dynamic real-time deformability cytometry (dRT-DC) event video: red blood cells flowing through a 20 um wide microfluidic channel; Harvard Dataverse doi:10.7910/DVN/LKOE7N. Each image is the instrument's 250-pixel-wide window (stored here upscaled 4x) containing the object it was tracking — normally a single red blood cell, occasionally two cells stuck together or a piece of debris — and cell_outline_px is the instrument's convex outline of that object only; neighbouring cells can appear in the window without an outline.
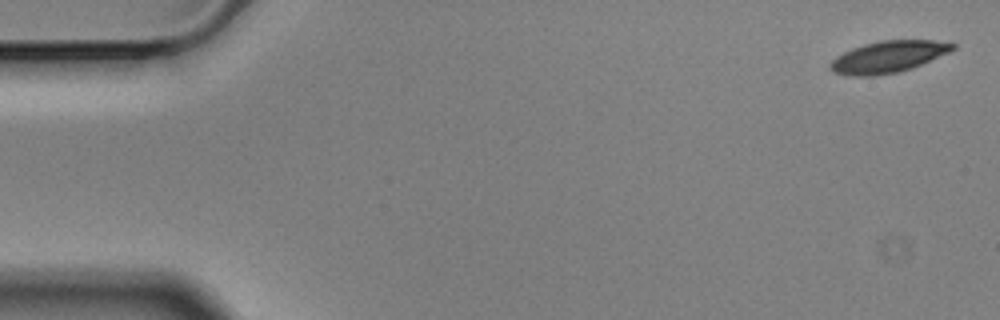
{"species": "Egyptian fruit bat (a non-hibernating species)", "species_latin": "Rousettus aegyptiacus", "temperature_condition": "cold", "stored_images_in_passage": 5, "camera_frame_rate_fps": 3000, "um_per_image_px": 0.085, "animal": {"sex": "male"}, "frame": {"image": 1, "passage_image": 1, "time_ms": 0.0, "image_size_px": [1000, 320], "cell_outline_px": [[956, 48], [948, 52], [920, 64], [896, 72], [872, 76], [856, 76], [836, 72], [828, 68], [828, 64], [836, 56], [852, 48], [864, 44], [880, 40], [932, 40], [956, 44]], "centroid_in_image_um": [75.45, 4.81], "position_along_channel_um": 9.5, "area_um2": 22.14}}
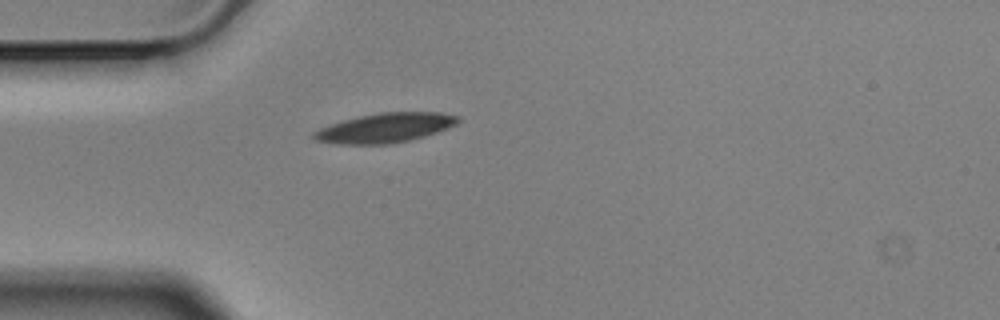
{"frame": {"image": 2, "passage_image": 5, "time_ms": 1.333, "image_size_px": [1000, 320], "cell_outline_px": [[460, 120], [456, 124], [448, 128], [424, 136], [392, 144], [340, 144], [312, 140], [312, 132], [320, 128], [344, 120], [360, 116], [380, 112], [440, 112], [460, 116]], "centroid_in_image_um": [32.73, 10.87], "position_along_channel_um": 52.3, "area_um2": 24.74}}